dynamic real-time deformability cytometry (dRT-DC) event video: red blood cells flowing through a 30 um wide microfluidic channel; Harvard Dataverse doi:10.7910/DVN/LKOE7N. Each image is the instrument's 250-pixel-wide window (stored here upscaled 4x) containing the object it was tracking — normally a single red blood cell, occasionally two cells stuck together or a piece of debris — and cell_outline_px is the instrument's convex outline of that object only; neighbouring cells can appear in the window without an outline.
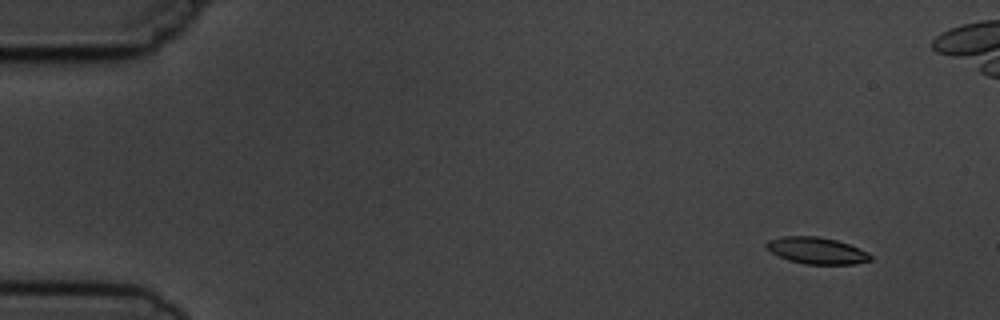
{"species": "common noctule bat (a hibernating species)", "species_latin": "Nyctalus noctula", "temperature_condition": "cold", "stored_images_in_passage": 8, "segment_of_instrument_passage": [1, 2], "camera_frame_rate_fps": 3000, "um_per_image_px": 0.085, "animal": {"sex": "male", "body_mass_g": 19.5, "forearm_length_mm": 54.6}, "frame": {"image": 1, "passage_image": 2, "time_ms": 1.333, "image_size_px": [1000, 320], "cell_outline_px": [[872, 260], [856, 264], [804, 264], [788, 260], [764, 248], [764, 244], [768, 240], [784, 236], [820, 236], [836, 240], [848, 244], [868, 252], [872, 256]], "centroid_in_image_um": [69.41, 21.3], "position_along_channel_um": 15.6, "area_um2": 16.24}}
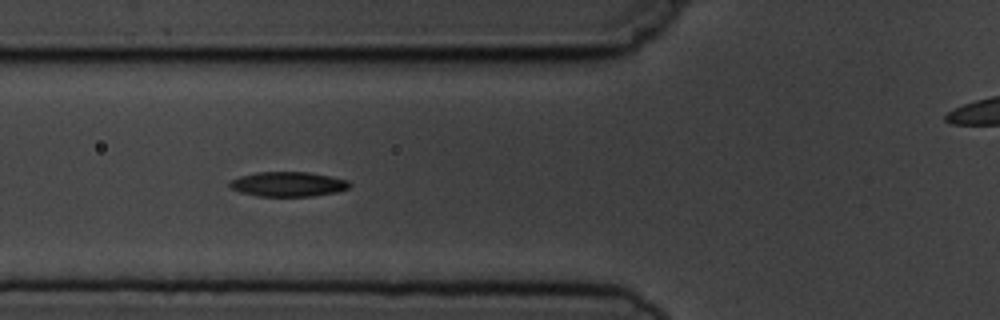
{"frame": {"image": 2, "passage_image": 6, "time_ms": 6.667, "image_size_px": [1000, 320], "cell_outline_px": [[352, 184], [348, 188], [336, 192], [312, 196], [260, 196], [240, 192], [232, 188], [228, 184], [232, 180], [240, 176], [256, 172], [308, 172], [332, 176], [348, 180]], "centroid_in_image_um": [24.52, 15.64], "position_along_channel_um": 101.3, "area_um2": 17.22}}
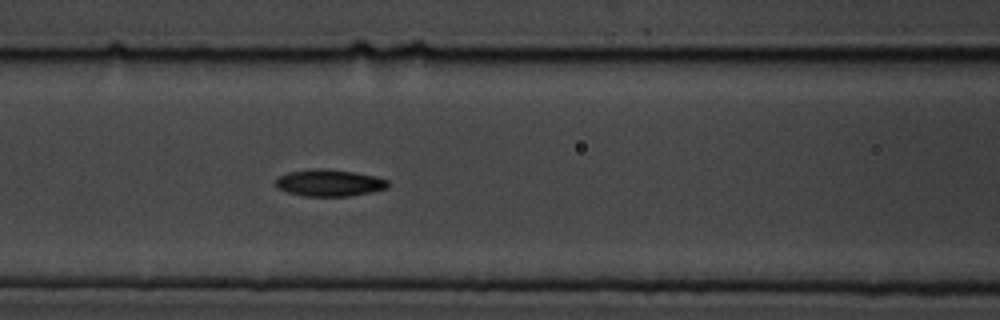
{"frame": {"image": 3, "passage_image": 7, "time_ms": 7.667, "image_size_px": [1000, 320], "cell_outline_px": [[388, 188], [372, 192], [348, 196], [304, 196], [288, 192], [276, 188], [276, 180], [280, 176], [288, 172], [312, 168], [324, 168], [352, 172], [372, 176], [388, 180]], "centroid_in_image_um": [27.97, 15.54], "position_along_channel_um": 138.6, "area_um2": 17.46}}